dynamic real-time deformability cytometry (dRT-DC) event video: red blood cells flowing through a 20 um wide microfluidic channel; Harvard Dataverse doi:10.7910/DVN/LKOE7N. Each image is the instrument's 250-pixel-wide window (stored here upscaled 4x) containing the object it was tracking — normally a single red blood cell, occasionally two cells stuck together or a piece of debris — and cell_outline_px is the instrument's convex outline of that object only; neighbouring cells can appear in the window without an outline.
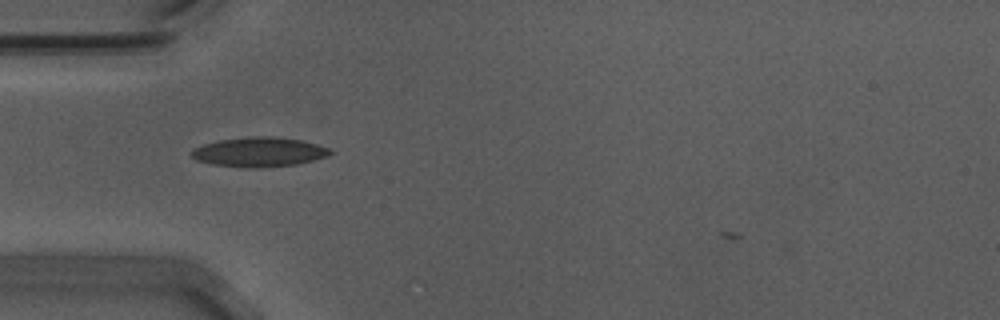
{"species": "Egyptian fruit bat (a non-hibernating species)", "species_latin": "Rousettus aegyptiacus", "temperature_condition": "warm", "stored_images_in_passage": 37, "camera_frame_rate_fps": 3000, "um_per_image_px": 0.085, "animal": {"sex": "male"}, "frame": {"image": 1, "passage_image": 3, "time_ms": 0.667, "image_size_px": [1000, 320], "cell_outline_px": [[332, 152], [328, 156], [296, 164], [256, 168], [244, 168], [212, 164], [196, 160], [192, 156], [192, 148], [204, 144], [220, 140], [252, 136], [268, 136], [304, 140], [328, 148]], "centroid_in_image_um": [22.01, 12.92], "position_along_channel_um": 63.0, "area_um2": 23.76}}
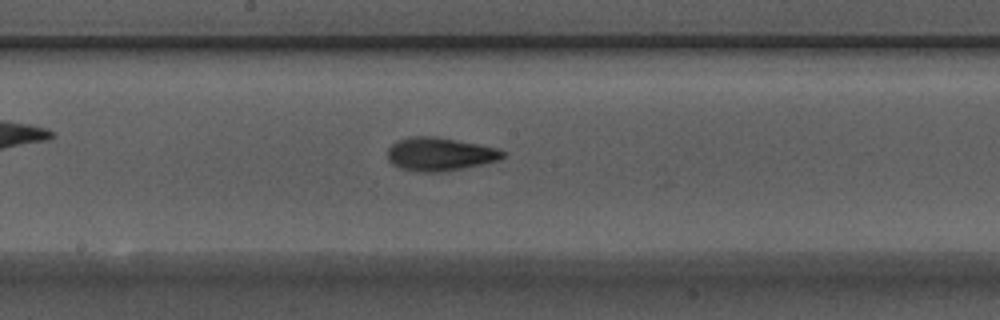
{"frame": {"image": 2, "passage_image": 15, "time_ms": 4.667, "image_size_px": [1000, 320], "cell_outline_px": [[508, 156], [500, 160], [484, 164], [464, 168], [440, 172], [424, 172], [400, 168], [392, 164], [388, 160], [388, 148], [396, 140], [408, 136], [436, 136], [496, 148], [508, 152]], "centroid_in_image_um": [37.41, 13.1], "position_along_channel_um": 210.8, "area_um2": 22.6}}
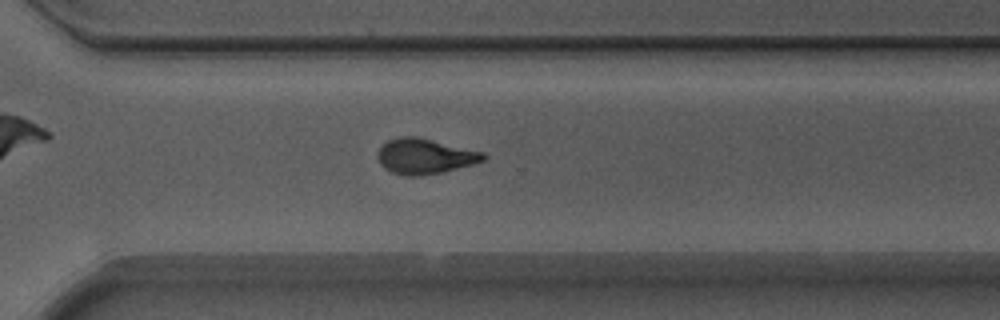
{"frame": {"image": 3, "passage_image": 25, "time_ms": 8.0, "image_size_px": [1000, 320], "cell_outline_px": [[488, 156], [484, 160], [472, 164], [440, 172], [420, 176], [404, 176], [392, 172], [384, 168], [380, 164], [376, 156], [380, 148], [388, 140], [400, 136], [416, 136], [484, 152]], "centroid_in_image_um": [36.09, 13.28], "position_along_channel_um": 334.5, "area_um2": 21.68}}